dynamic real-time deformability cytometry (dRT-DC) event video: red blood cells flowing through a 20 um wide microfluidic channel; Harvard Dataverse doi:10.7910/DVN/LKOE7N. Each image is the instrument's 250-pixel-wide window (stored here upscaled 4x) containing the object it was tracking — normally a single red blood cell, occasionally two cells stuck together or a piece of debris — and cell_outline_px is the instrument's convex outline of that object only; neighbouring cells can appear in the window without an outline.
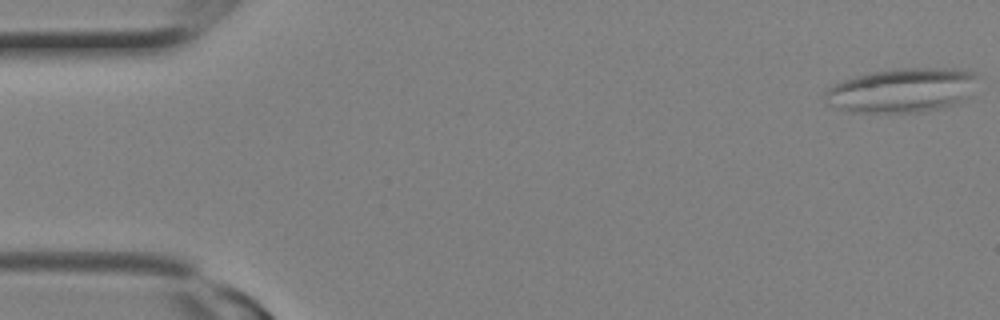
{"species": "Egyptian fruit bat (a non-hibernating species)", "species_latin": "Rousettus aegyptiacus", "temperature_condition": "room temperature", "stored_images_in_passage": 18, "camera_frame_rate_fps": 3000, "um_per_image_px": 0.085, "animal": {"sex": "female"}, "frame": {"image": 1, "passage_image": 1, "time_ms": 0.0, "image_size_px": [1000, 320], "cell_outline_px": [[980, 76], [972, 96], [956, 104], [944, 108], [924, 112], [848, 112], [824, 104], [824, 92], [832, 84], [856, 76], [872, 72], [900, 68], [956, 68], [972, 72]], "centroid_in_image_um": [76.71, 7.68], "position_along_channel_um": 8.3, "area_um2": 40.29}}
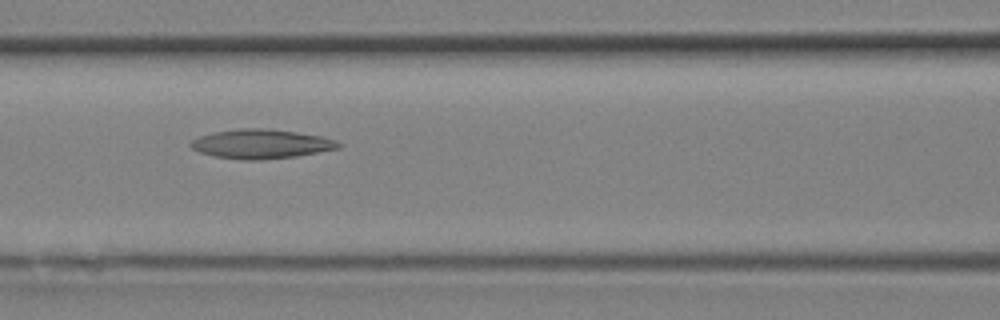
{"frame": {"image": 2, "passage_image": 11, "time_ms": 3.333, "image_size_px": [1000, 320], "cell_outline_px": [[344, 144], [340, 148], [296, 156], [260, 160], [244, 160], [212, 156], [200, 152], [192, 148], [188, 144], [192, 140], [200, 136], [212, 132], [240, 128], [268, 128], [296, 132], [320, 136], [336, 140]], "centroid_in_image_um": [22.2, 12.23], "position_along_channel_um": 144.4, "area_um2": 25.32}}
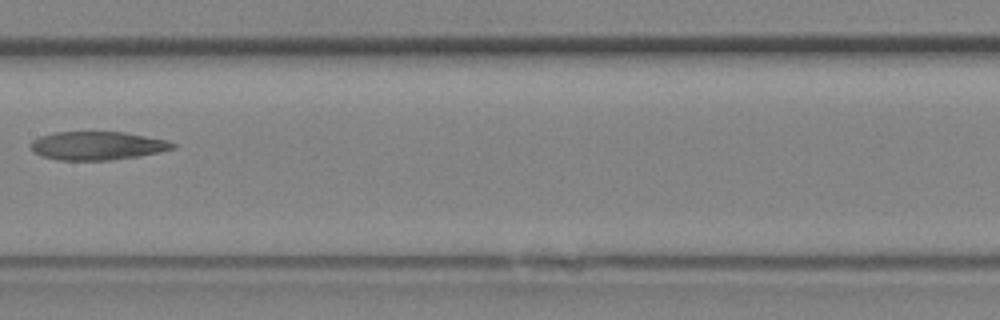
{"frame": {"image": 3, "passage_image": 13, "time_ms": 4.0, "image_size_px": [1000, 320], "cell_outline_px": [[176, 148], [136, 156], [112, 160], [60, 160], [44, 156], [32, 152], [28, 144], [32, 140], [40, 136], [56, 132], [124, 132], [168, 140], [176, 144]], "centroid_in_image_um": [8.24, 12.38], "position_along_channel_um": 199.2, "area_um2": 23.47}}